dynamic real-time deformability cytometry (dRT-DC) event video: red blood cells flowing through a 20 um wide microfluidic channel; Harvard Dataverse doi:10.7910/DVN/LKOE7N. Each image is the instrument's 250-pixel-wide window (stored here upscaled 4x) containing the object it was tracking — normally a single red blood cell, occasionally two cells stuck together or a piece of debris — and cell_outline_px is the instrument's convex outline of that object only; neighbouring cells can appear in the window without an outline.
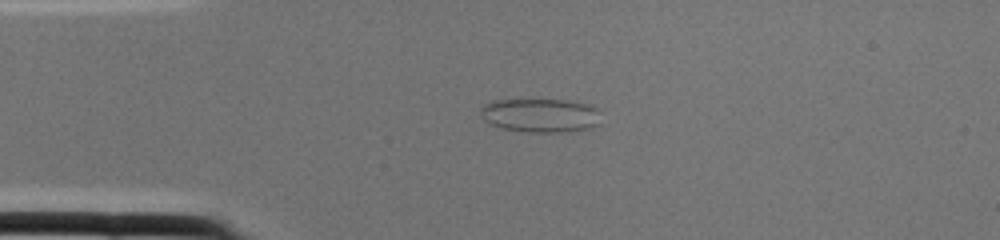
{"species": "common noctule bat (a hibernating species)", "species_latin": "Nyctalus noctula", "temperature_condition": "cold", "stored_images_in_passage": 1, "camera_frame_rate_fps": 3000, "um_per_image_px": 0.085, "animal": {"sex": "female", "body_mass_g": 22.0, "forearm_length_mm": 56.7}, "frame": {"image": 1, "passage_image": 1, "time_ms": 0.0, "image_size_px": [1000, 240], "cell_outline_px": [[600, 124], [592, 128], [568, 132], [524, 132], [504, 128], [488, 124], [480, 116], [480, 108], [484, 104], [492, 100], [568, 100], [592, 104], [596, 108]], "centroid_in_image_um": [45.93, 9.81], "position_along_channel_um": 39.1, "area_um2": 24.1}}